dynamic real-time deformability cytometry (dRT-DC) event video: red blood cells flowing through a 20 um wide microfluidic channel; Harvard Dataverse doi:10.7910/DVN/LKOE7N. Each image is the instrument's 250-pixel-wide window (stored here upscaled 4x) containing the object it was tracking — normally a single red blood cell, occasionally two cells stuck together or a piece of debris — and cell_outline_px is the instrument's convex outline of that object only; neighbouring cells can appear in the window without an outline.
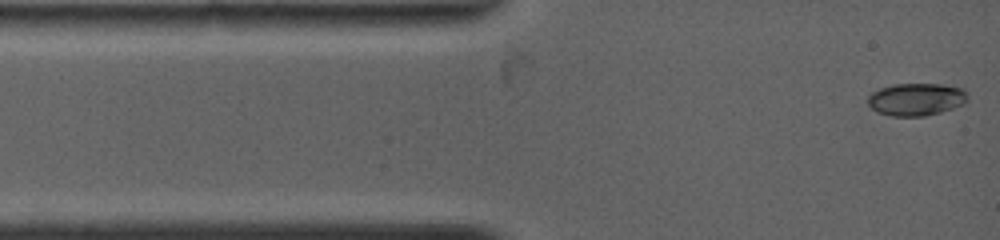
{"species": "common noctule bat (a hibernating species)", "species_latin": "Nyctalus noctula", "temperature_condition": "warm", "stored_images_in_passage": 46, "camera_frame_rate_fps": 4500, "um_per_image_px": 0.085, "animal": {"sex": "female", "body_mass_g": 19.0, "forearm_length_mm": 53.3}, "frame": {"image": 1, "passage_image": 1, "time_ms": 0.0, "image_size_px": [1000, 240], "cell_outline_px": [[968, 100], [964, 104], [940, 112], [924, 116], [892, 116], [876, 112], [868, 104], [868, 96], [872, 92], [880, 88], [892, 84], [940, 84], [964, 88], [968, 92]], "centroid_in_image_um": [77.9, 8.44], "position_along_channel_um": 7.1, "area_um2": 19.07}}
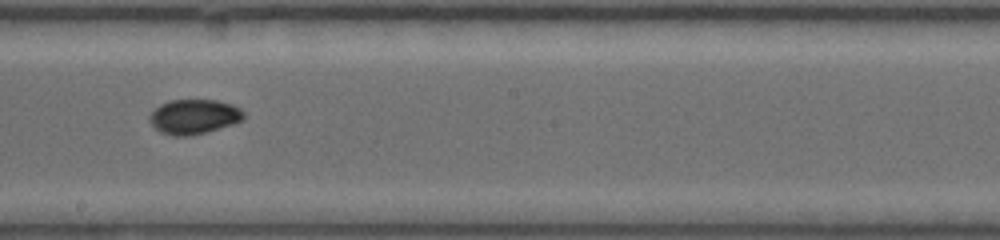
{"frame": {"image": 2, "passage_image": 20, "time_ms": 6.889, "image_size_px": [1000, 240], "cell_outline_px": [[244, 120], [232, 124], [192, 136], [176, 136], [160, 132], [148, 120], [148, 116], [160, 104], [168, 100], [216, 100], [232, 104], [240, 108], [244, 112]], "centroid_in_image_um": [16.49, 9.91], "position_along_channel_um": 231.7, "area_um2": 19.07}}
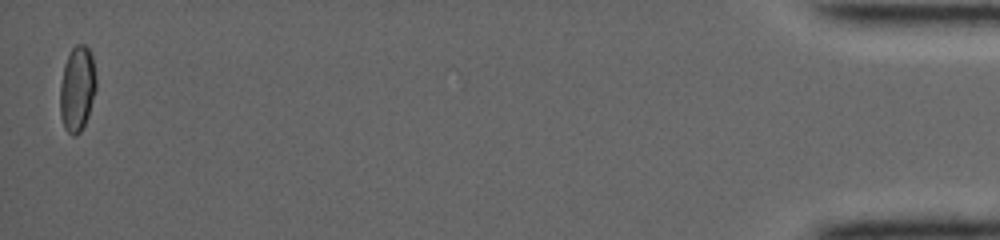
{"frame": {"image": 3, "passage_image": 45, "time_ms": 15.778, "image_size_px": [1000, 240], "cell_outline_px": [[96, 88], [88, 116], [80, 132], [76, 136], [72, 136], [64, 128], [60, 116], [60, 84], [64, 64], [72, 48], [76, 44], [84, 44], [88, 48], [92, 56], [96, 76]], "centroid_in_image_um": [6.55, 7.55], "position_along_channel_um": 428.6, "area_um2": 18.03}, "authors_computed_cell_mechanics": {"area_um2": 18.207, "velocity_mm_per_s": 3.9095, "shape_relaxation_time_tau1_ms": null, "shape_relaxation_time_tau2_ms": 0.9903, "deformation_change_tau1": null, "deformation_change_tau2": 0.0243}}